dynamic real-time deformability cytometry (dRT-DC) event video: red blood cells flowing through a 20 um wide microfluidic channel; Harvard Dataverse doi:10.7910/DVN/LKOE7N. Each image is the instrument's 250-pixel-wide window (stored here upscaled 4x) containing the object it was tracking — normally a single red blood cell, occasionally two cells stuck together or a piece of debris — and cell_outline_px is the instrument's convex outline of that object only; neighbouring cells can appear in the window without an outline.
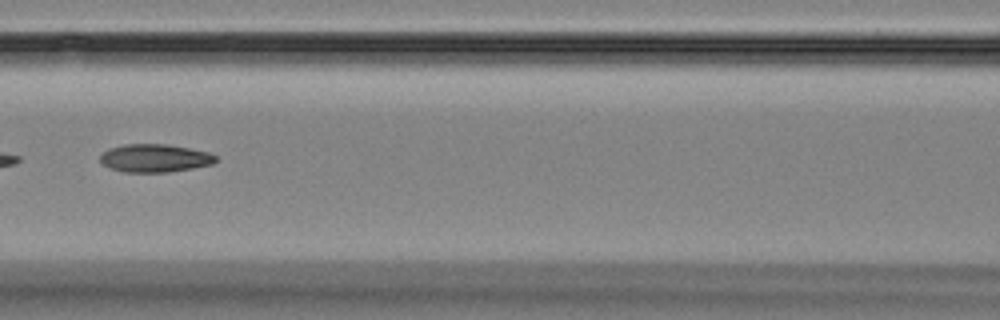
{"species": "Egyptian fruit bat (a non-hibernating species)", "species_latin": "Rousettus aegyptiacus", "temperature_condition": "room temperature", "stored_images_in_passage": 7, "camera_frame_rate_fps": 3000, "um_per_image_px": 0.085, "animal": {"sex": "female"}, "frame": {"image": 1, "passage_image": 7, "time_ms": 7.667, "image_size_px": [1000, 320], "cell_outline_px": [[216, 160], [212, 164], [192, 168], [168, 172], [124, 172], [112, 168], [104, 164], [100, 160], [100, 156], [108, 148], [124, 144], [168, 144], [208, 152], [216, 156]], "centroid_in_image_um": [13.15, 13.43], "position_along_channel_um": 153.4, "area_um2": 18.73}}